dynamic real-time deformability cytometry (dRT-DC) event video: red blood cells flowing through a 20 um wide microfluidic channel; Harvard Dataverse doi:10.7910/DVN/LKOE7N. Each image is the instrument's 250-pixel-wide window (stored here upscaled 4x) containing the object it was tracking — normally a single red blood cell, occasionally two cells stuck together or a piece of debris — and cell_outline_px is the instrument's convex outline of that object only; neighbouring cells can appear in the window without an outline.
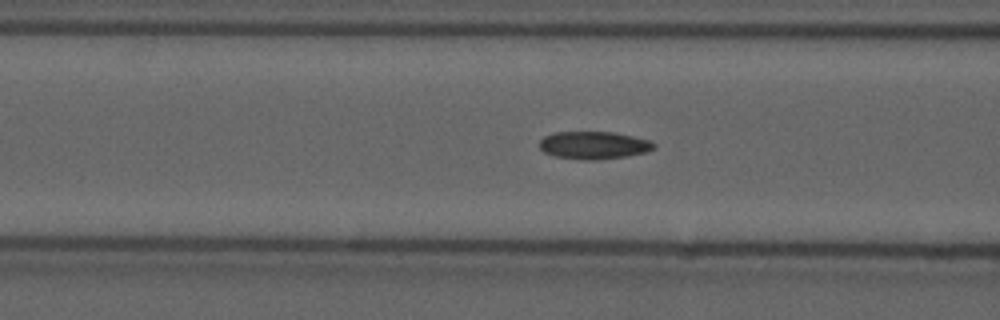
{"species": "common noctule bat (a hibernating species)", "species_latin": "Nyctalus noctula", "temperature_condition": "cold", "stored_images_in_passage": 20, "camera_frame_rate_fps": 3000, "um_per_image_px": 0.085, "animal": {"sex": "male", "forearm_length_mm": 52.5}, "frame": {"image": 1, "passage_image": 14, "time_ms": 4.333, "image_size_px": [1000, 320], "cell_outline_px": [[656, 148], [644, 152], [624, 156], [596, 160], [580, 160], [556, 156], [544, 152], [540, 148], [540, 140], [544, 136], [556, 132], [616, 132], [648, 140], [656, 144]], "centroid_in_image_um": [50.46, 12.34], "position_along_channel_um": 116.1, "area_um2": 18.32}}